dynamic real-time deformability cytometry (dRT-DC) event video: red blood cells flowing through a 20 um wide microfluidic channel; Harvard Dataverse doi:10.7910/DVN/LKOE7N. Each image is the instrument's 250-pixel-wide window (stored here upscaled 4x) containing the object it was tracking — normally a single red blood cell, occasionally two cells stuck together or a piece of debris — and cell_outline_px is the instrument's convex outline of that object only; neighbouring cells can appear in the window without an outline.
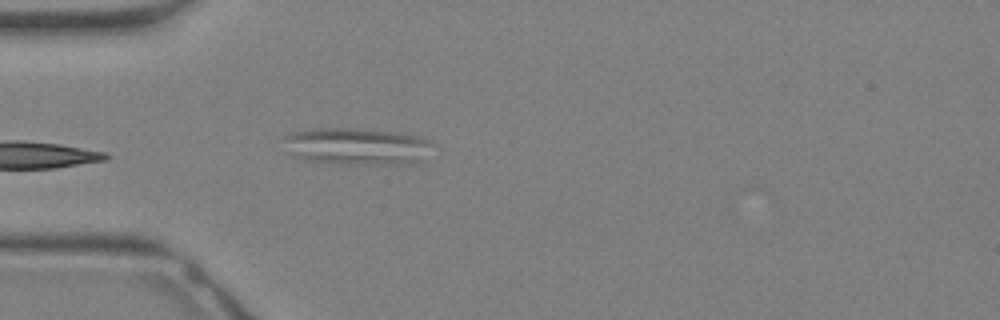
{"species": "Egyptian fruit bat (a non-hibernating species)", "species_latin": "Rousettus aegyptiacus", "temperature_condition": "warm", "stored_images_in_passage": 21, "camera_frame_rate_fps": 3000, "um_per_image_px": 0.085, "animal": {"sex": "female"}, "frame": {"image": 1, "passage_image": 1, "time_ms": 0.0, "image_size_px": [1000, 320], "cell_outline_px": [[432, 144], [424, 164], [336, 164], [304, 160], [292, 156], [284, 136], [292, 132], [312, 128], [356, 128], [400, 132], [432, 140]], "centroid_in_image_um": [30.42, 12.45], "position_along_channel_um": 54.6, "area_um2": 32.77}}
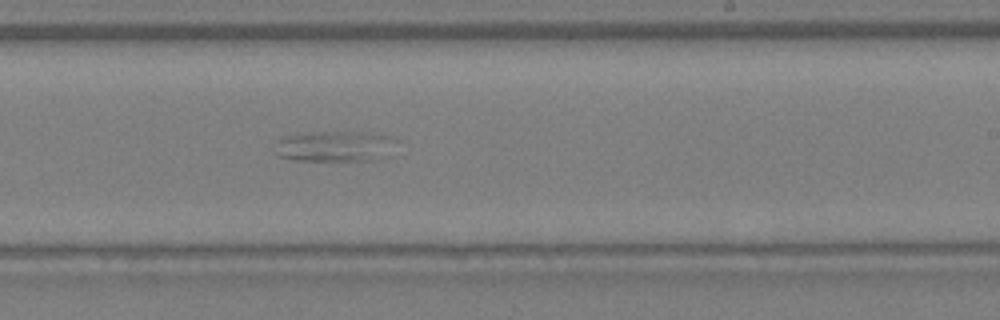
{"frame": {"image": 2, "passage_image": 12, "time_ms": 3.667, "image_size_px": [1000, 320], "cell_outline_px": [[388, 140], [376, 160], [292, 160], [276, 156], [276, 140], [280, 136], [320, 132], [352, 132], [388, 136]], "centroid_in_image_um": [28.12, 12.44], "position_along_channel_um": 260.9, "area_um2": 20.29}}
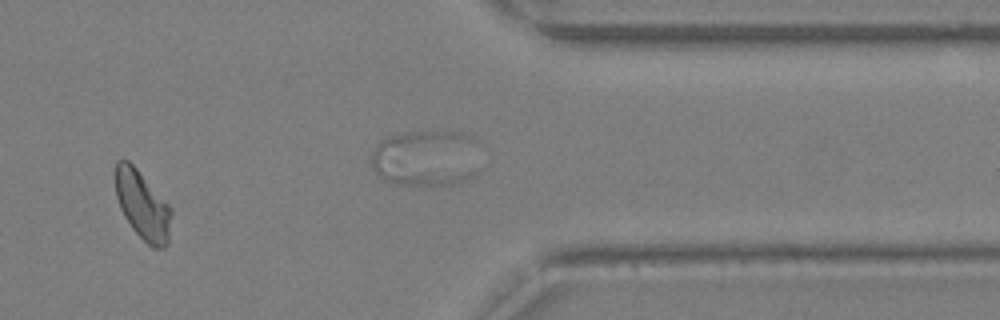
{"frame": {"image": 3, "passage_image": 18, "time_ms": 5.667, "image_size_px": [1000, 320], "cell_outline_px": [[172, 212], [168, 244], [164, 248], [152, 248], [132, 228], [124, 216], [120, 208], [116, 196], [116, 160], [128, 160], [136, 168], [172, 208]], "centroid_in_image_um": [12.13, 17.47], "position_along_channel_um": 399.3, "area_um2": 22.14}}